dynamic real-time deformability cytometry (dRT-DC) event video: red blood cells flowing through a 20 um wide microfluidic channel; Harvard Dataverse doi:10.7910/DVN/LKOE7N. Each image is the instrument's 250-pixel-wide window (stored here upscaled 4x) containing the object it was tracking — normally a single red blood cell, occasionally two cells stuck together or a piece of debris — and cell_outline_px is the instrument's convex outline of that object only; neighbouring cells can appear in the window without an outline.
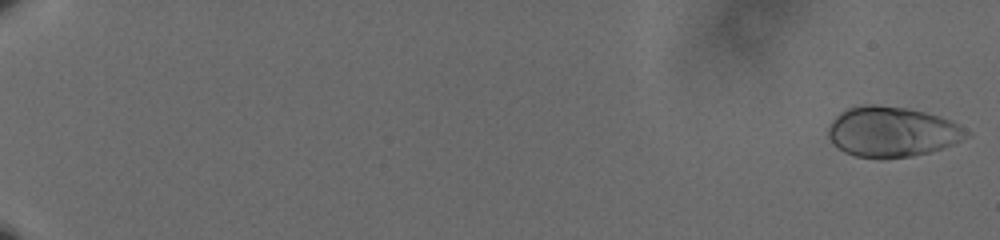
{"species": "human", "species_latin": "Homo sapiens", "temperature_condition": "cold", "stored_images_in_passage": 60, "camera_frame_rate_fps": 3000, "um_per_image_px": 0.085, "donor": {"sex": "male"}, "frame": {"image": 1, "passage_image": 1, "time_ms": 0.0, "image_size_px": [1000, 240], "cell_outline_px": [[972, 136], [952, 144], [928, 152], [912, 156], [856, 156], [844, 152], [828, 136], [828, 124], [840, 112], [848, 108], [864, 104], [876, 104], [908, 108], [940, 116], [972, 132]], "centroid_in_image_um": [75.83, 11.16], "position_along_channel_um": 9.2, "area_um2": 39.88}}
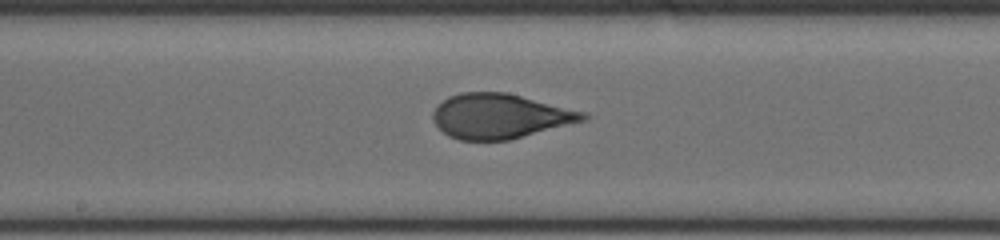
{"frame": {"image": 2, "passage_image": 36, "time_ms": 11.667, "image_size_px": [1000, 240], "cell_outline_px": [[588, 120], [508, 140], [460, 140], [448, 136], [432, 120], [432, 112], [448, 96], [460, 92], [508, 92], [588, 112]], "centroid_in_image_um": [42.54, 9.86], "position_along_channel_um": 205.7, "area_um2": 39.42}}
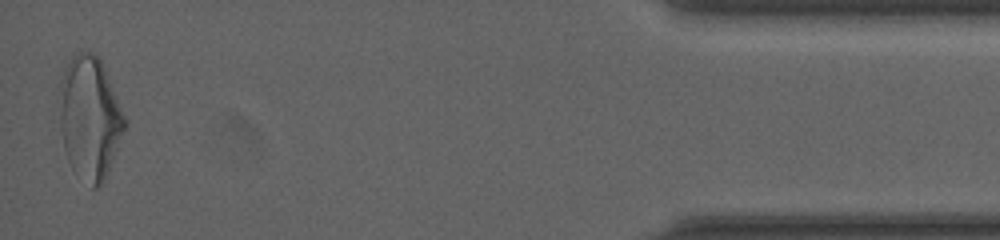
{"frame": {"image": 3, "passage_image": 60, "time_ms": 19.667, "image_size_px": [1000, 240], "cell_outline_px": [[128, 124], [104, 184], [100, 188], [92, 188], [72, 168], [68, 160], [64, 148], [60, 128], [60, 80], [72, 56], [76, 52], [92, 52], [100, 60], [104, 68], [128, 120]], "centroid_in_image_um": [7.67, 10.07], "position_along_channel_um": 427.5, "area_um2": 46.99}, "authors_computed_cell_mechanics": {"area_um2": 38.9861, "velocity_mm_per_s": 3.61, "shape_relaxation_time_tau1_ms": 5.1064, "shape_relaxation_time_tau2_ms": null, "deformation_change_tau1": 0.2111, "deformation_change_tau2": null}}